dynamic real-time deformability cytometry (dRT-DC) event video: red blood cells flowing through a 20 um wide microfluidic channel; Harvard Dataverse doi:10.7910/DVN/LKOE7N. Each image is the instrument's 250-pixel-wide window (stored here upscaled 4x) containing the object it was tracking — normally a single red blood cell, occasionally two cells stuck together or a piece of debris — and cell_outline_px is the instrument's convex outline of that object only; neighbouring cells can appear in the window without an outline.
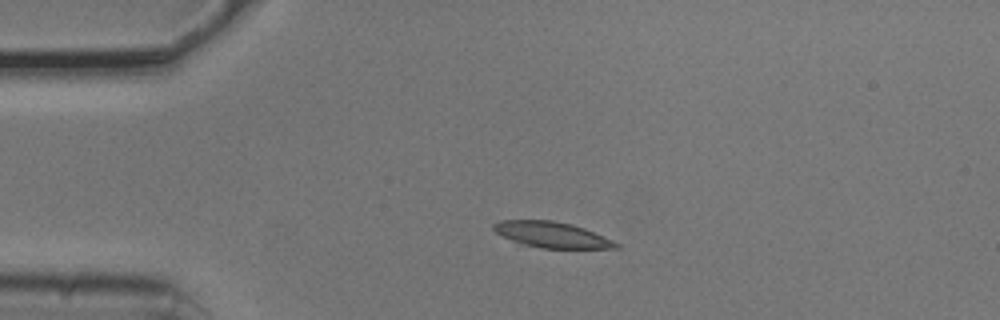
{"species": "common noctule bat (a hibernating species)", "species_latin": "Nyctalus noctula", "temperature_condition": "cold", "stored_images_in_passage": 3, "camera_frame_rate_fps": 3000, "um_per_image_px": 0.085, "animal": {"sex": "male", "body_mass_g": 20.5, "forearm_length_mm": 52.5}, "frame": {"image": 1, "passage_image": 3, "time_ms": 0.667, "image_size_px": [1000, 320], "cell_outline_px": [[620, 248], [540, 248], [524, 244], [512, 240], [496, 232], [492, 228], [492, 224], [500, 220], [552, 220], [572, 224], [584, 228], [612, 240], [620, 244]], "centroid_in_image_um": [46.9, 19.94], "position_along_channel_um": 38.1, "area_um2": 18.21}}